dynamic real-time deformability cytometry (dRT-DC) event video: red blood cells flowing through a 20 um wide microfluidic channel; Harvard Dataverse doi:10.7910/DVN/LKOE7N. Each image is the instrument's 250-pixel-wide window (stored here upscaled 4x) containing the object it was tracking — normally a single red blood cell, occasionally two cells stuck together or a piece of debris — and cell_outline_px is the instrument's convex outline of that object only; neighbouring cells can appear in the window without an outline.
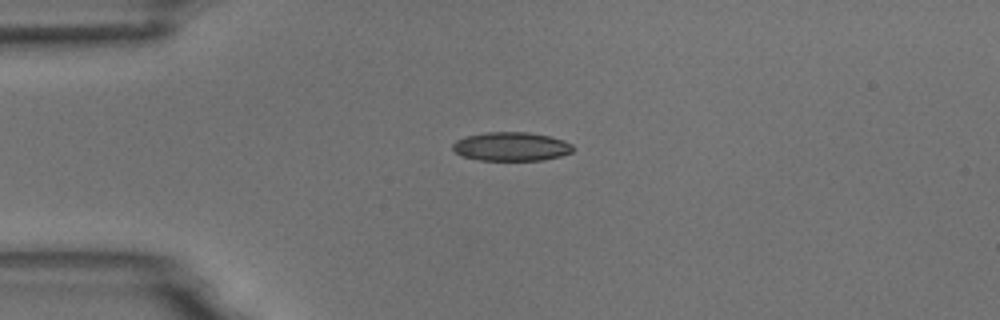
{"species": "common noctule bat (a hibernating species)", "species_latin": "Nyctalus noctula", "temperature_condition": "room temperature", "stored_images_in_passage": 42, "camera_frame_rate_fps": 3000, "um_per_image_px": 0.085, "animal": {"sex": "male", "body_mass_g": 18.8}, "frame": {"image": 1, "passage_image": 1, "time_ms": 0.0, "image_size_px": [1000, 320], "cell_outline_px": [[576, 148], [572, 152], [560, 156], [544, 160], [480, 160], [460, 156], [452, 148], [452, 144], [456, 140], [468, 136], [484, 132], [528, 132], [548, 136], [564, 140], [572, 144]], "centroid_in_image_um": [43.47, 12.46], "position_along_channel_um": 41.5, "area_um2": 20.29}}
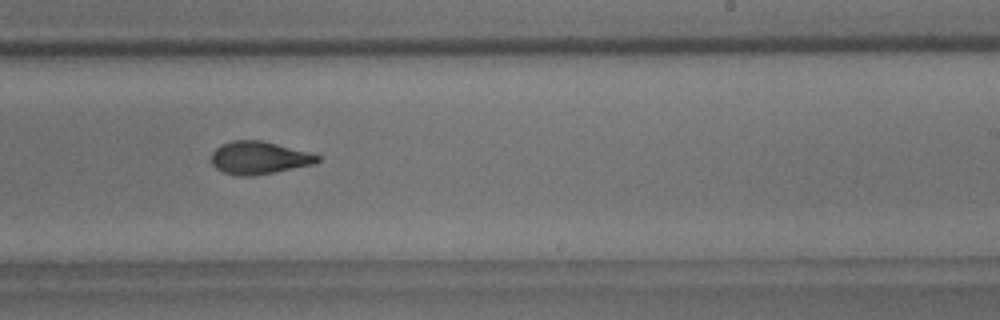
{"frame": {"image": 2, "passage_image": 21, "time_ms": 6.667, "image_size_px": [1000, 320], "cell_outline_px": [[320, 160], [316, 164], [252, 176], [236, 176], [224, 172], [216, 168], [212, 164], [212, 152], [220, 144], [232, 140], [260, 140], [308, 152], [320, 156]], "centroid_in_image_um": [22.0, 13.42], "position_along_channel_um": 267.0, "area_um2": 20.17}}
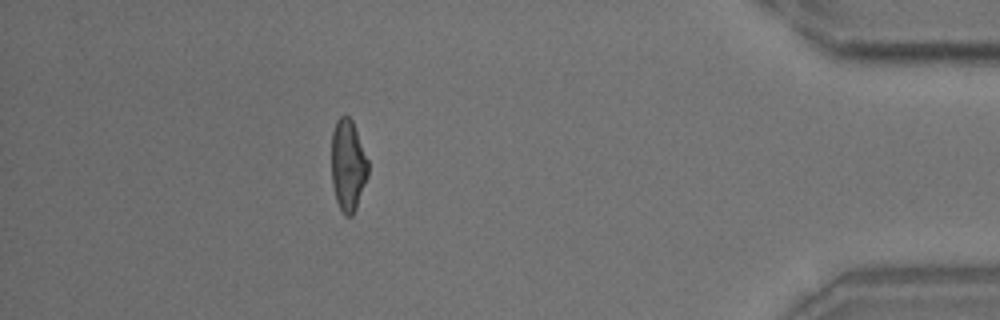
{"frame": {"image": 3, "passage_image": 36, "time_ms": 11.667, "image_size_px": [1000, 320], "cell_outline_px": [[368, 176], [356, 208], [352, 216], [344, 216], [336, 200], [332, 184], [332, 132], [336, 120], [340, 116], [348, 116], [352, 120], [368, 160]], "centroid_in_image_um": [29.57, 14.06], "position_along_channel_um": 405.6, "area_um2": 19.48}, "authors_computed_cell_mechanics": {"area_um2": 20.2589, "velocity_mm_per_s": 3.7202, "shape_relaxation_time_tau1_ms": null, "shape_relaxation_time_tau2_ms": 3.8933, "deformation_change_tau1": null, "deformation_change_tau2": 0.1105}}